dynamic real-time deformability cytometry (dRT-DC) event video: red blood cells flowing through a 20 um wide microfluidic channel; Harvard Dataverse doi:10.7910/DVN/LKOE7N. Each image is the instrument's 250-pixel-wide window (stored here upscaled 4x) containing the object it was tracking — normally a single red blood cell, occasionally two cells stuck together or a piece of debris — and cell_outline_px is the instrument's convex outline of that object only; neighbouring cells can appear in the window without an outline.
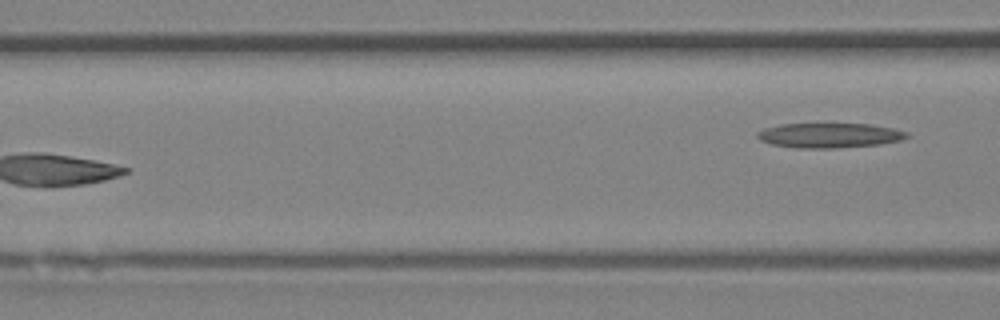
{"species": "Egyptian fruit bat (a non-hibernating species)", "species_latin": "Rousettus aegyptiacus", "temperature_condition": "room temperature", "stored_images_in_passage": 6, "camera_frame_rate_fps": 3000, "um_per_image_px": 0.085, "animal": {"sex": "female"}, "frame": {"image": 1, "passage_image": 6, "time_ms": 1.667, "image_size_px": [1000, 320], "cell_outline_px": [[908, 136], [900, 140], [880, 144], [836, 148], [796, 148], [772, 144], [760, 140], [756, 136], [756, 132], [764, 128], [780, 124], [868, 124], [892, 128], [908, 132]], "centroid_in_image_um": [70.46, 11.51], "position_along_channel_um": 96.1, "area_um2": 21.5}}